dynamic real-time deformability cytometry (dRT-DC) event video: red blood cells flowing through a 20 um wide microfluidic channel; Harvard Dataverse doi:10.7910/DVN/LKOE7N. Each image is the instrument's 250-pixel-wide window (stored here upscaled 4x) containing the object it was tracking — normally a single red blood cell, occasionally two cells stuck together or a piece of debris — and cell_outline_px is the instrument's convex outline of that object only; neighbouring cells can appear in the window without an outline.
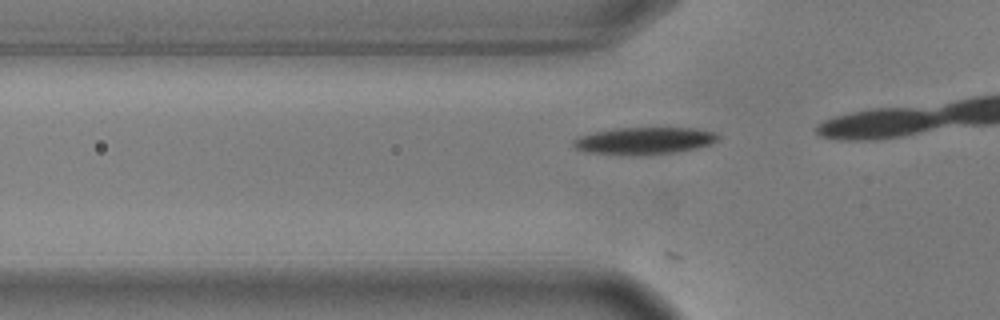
{"species": "common noctule bat (a hibernating species)", "species_latin": "Nyctalus noctula", "temperature_condition": "warm", "stored_images_in_passage": 7, "camera_frame_rate_fps": 3000, "um_per_image_px": 0.085, "animal": {"sex": "male", "body_mass_g": 17.9, "forearm_length_mm": 54.2}, "frame": {"image": 1, "passage_image": 2, "time_ms": 0.333, "image_size_px": [1000, 320], "cell_outline_px": [[720, 136], [716, 140], [708, 144], [696, 148], [676, 152], [584, 152], [576, 148], [572, 144], [572, 140], [580, 136], [612, 128], [696, 128], [716, 132]], "centroid_in_image_um": [54.8, 11.9], "position_along_channel_um": 71.0, "area_um2": 21.62}}
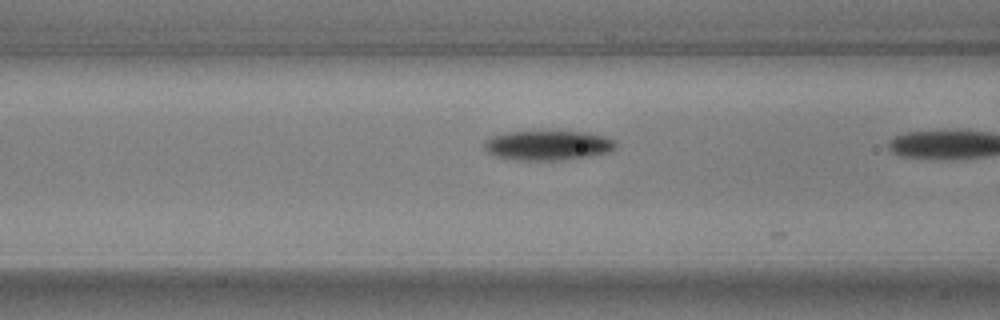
{"frame": {"image": 2, "passage_image": 6, "time_ms": 1.667, "image_size_px": [1000, 320], "cell_outline_px": [[616, 148], [608, 152], [588, 156], [560, 160], [508, 160], [496, 156], [488, 152], [484, 148], [484, 140], [492, 136], [504, 132], [588, 132], [604, 136], [616, 140]], "centroid_in_image_um": [46.55, 12.36], "position_along_channel_um": 120.1, "area_um2": 22.77}}